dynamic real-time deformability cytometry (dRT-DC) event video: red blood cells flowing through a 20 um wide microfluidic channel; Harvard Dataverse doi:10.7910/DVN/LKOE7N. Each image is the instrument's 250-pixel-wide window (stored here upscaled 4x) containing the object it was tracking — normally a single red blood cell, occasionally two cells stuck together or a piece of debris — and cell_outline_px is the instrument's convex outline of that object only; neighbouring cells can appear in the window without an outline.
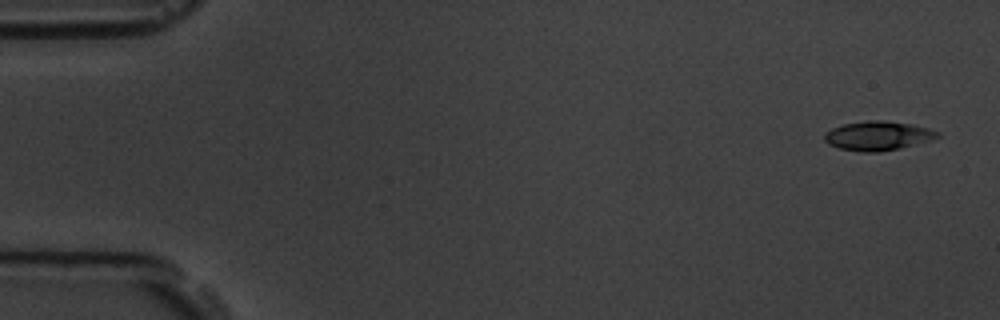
{"species": "common noctule bat (a hibernating species)", "species_latin": "Nyctalus noctula", "temperature_condition": "room temperature", "stored_images_in_passage": 6, "segment_of_instrument_passage": [1, 2], "camera_frame_rate_fps": 3000, "um_per_image_px": 0.085, "animal": {"sex": "male", "body_mass_g": 19.5, "forearm_length_mm": 54.6}, "frame": {"image": 1, "passage_image": 1, "time_ms": 0.0, "image_size_px": [1000, 320], "cell_outline_px": [[940, 136], [928, 140], [900, 148], [880, 152], [860, 152], [840, 148], [828, 144], [824, 140], [824, 132], [832, 128], [844, 124], [872, 120], [880, 120], [912, 124], [928, 128], [940, 132]], "centroid_in_image_um": [74.59, 11.54], "position_along_channel_um": 10.4, "area_um2": 19.07}}